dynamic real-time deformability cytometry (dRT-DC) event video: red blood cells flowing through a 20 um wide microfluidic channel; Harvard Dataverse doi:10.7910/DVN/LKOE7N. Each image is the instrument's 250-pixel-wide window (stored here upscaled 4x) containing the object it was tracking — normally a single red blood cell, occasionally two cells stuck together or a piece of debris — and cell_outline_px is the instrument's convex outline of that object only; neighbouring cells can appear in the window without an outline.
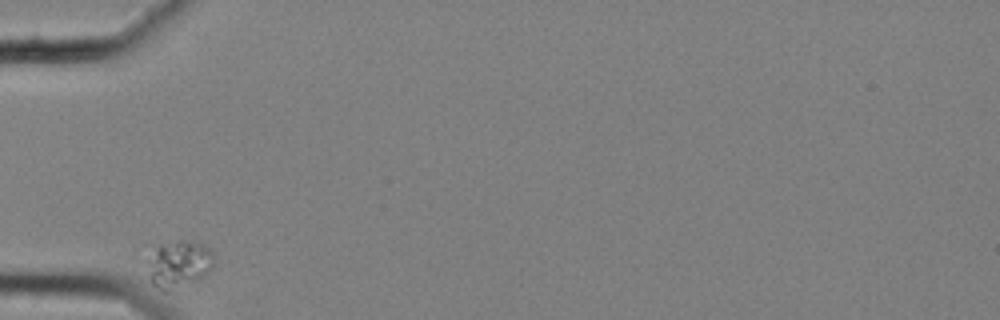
{"species": "common noctule bat (a hibernating species)", "species_latin": "Nyctalus noctula", "temperature_condition": "cold", "stored_images_in_passage": 7, "camera_frame_rate_fps": 3000, "um_per_image_px": 0.085, "animal": {"sex": "female", "body_mass_g": 25.1}, "frame": {"image": 1, "passage_image": 1, "time_ms": 0.0, "image_size_px": [1000, 320], "cell_outline_px": [[212, 268], [204, 276], [168, 292], [164, 292], [152, 284], [152, 272], [156, 248], [160, 244], [180, 240], [192, 240], [204, 244], [212, 252]], "centroid_in_image_um": [15.31, 22.44], "position_along_channel_um": 69.7, "area_um2": 17.28}}